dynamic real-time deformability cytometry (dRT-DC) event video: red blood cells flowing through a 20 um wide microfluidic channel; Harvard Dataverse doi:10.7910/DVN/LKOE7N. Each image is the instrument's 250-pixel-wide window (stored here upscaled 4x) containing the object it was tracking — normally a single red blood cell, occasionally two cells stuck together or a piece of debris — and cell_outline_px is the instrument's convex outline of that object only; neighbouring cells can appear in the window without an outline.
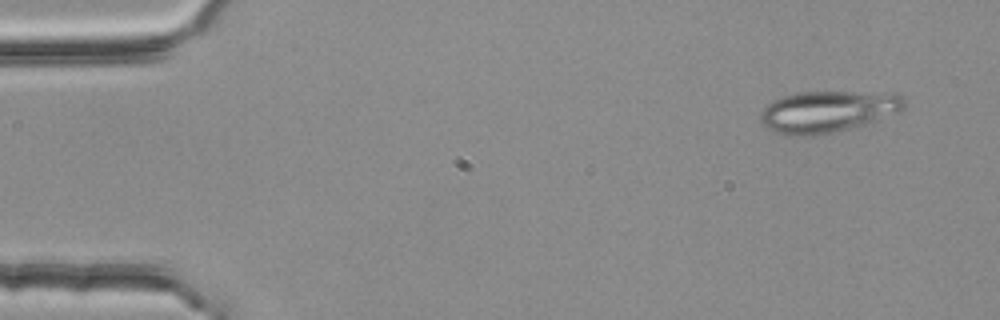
{"species": "common noctule bat (a hibernating species)", "species_latin": "Nyctalus noctula", "temperature_condition": "room temperature", "stored_images_in_passage": 4, "camera_frame_rate_fps": 3000, "um_per_image_px": 0.085, "animal": {"sex": "female", "body_mass_g": 25.1}, "frame": {"image": 1, "passage_image": 1, "time_ms": 0.0, "image_size_px": [1000, 320], "cell_outline_px": [[904, 108], [868, 124], [832, 132], [812, 136], [784, 136], [772, 132], [760, 120], [760, 112], [772, 100], [796, 92], [900, 92], [904, 96]], "centroid_in_image_um": [70.35, 9.48], "position_along_channel_um": 14.7, "area_um2": 35.2}}